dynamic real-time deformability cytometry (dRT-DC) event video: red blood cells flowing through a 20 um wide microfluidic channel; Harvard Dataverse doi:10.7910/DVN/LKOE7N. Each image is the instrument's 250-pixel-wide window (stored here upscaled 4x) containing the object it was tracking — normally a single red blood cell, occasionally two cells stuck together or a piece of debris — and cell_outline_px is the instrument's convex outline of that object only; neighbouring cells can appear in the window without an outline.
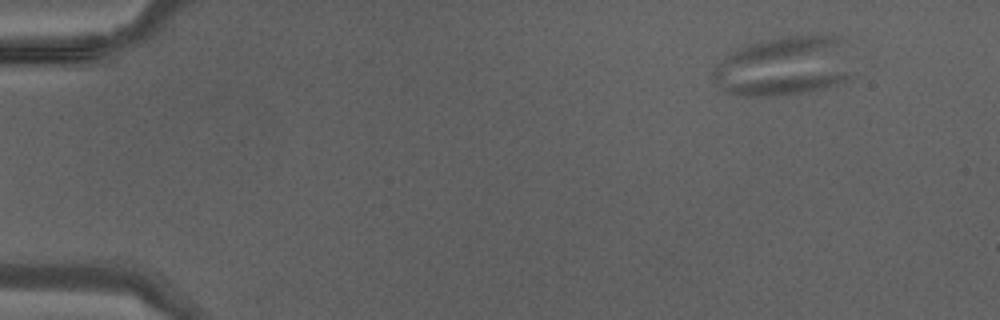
{"species": "Egyptian fruit bat (a non-hibernating species)", "species_latin": "Rousettus aegyptiacus", "temperature_condition": "warm", "stored_images_in_passage": 39, "camera_frame_rate_fps": 3000, "um_per_image_px": 0.085, "animal": {"sex": "male"}, "frame": {"image": 1, "passage_image": 1, "time_ms": 0.0, "image_size_px": [1000, 320], "cell_outline_px": [[848, 80], [824, 88], [800, 92], [772, 96], [748, 96], [724, 92], [712, 76], [712, 72], [728, 52], [736, 48], [768, 40], [788, 36], [832, 32], [848, 36]], "centroid_in_image_um": [66.72, 5.56], "position_along_channel_um": 18.3, "area_um2": 48.96}}
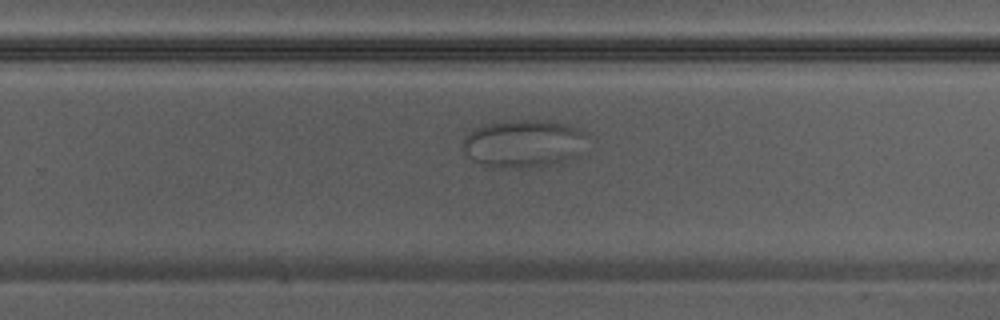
{"frame": {"image": 2, "passage_image": 25, "time_ms": 8.0, "image_size_px": [1000, 320], "cell_outline_px": [[588, 136], [580, 156], [556, 164], [528, 168], [500, 168], [480, 164], [472, 160], [464, 152], [460, 144], [460, 140], [472, 128], [484, 124], [500, 120], [540, 120], [564, 124], [576, 128], [584, 132]], "centroid_in_image_um": [44.45, 12.21], "position_along_channel_um": 285.3, "area_um2": 35.6}}
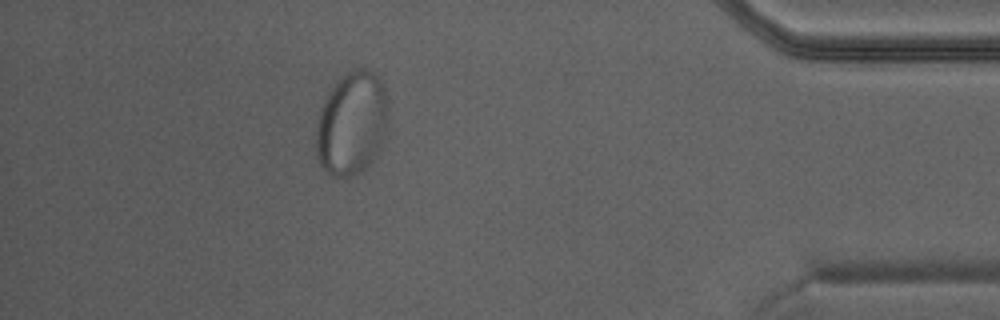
{"frame": {"image": 3, "passage_image": 35, "time_ms": 11.333, "image_size_px": [1000, 320], "cell_outline_px": [[388, 120], [380, 144], [372, 160], [360, 172], [348, 176], [332, 176], [320, 164], [316, 156], [316, 124], [320, 108], [328, 92], [336, 80], [340, 76], [356, 68], [364, 68], [372, 72], [380, 80], [384, 88], [388, 100]], "centroid_in_image_um": [29.87, 10.45], "position_along_channel_um": 405.3, "area_um2": 43.41}}